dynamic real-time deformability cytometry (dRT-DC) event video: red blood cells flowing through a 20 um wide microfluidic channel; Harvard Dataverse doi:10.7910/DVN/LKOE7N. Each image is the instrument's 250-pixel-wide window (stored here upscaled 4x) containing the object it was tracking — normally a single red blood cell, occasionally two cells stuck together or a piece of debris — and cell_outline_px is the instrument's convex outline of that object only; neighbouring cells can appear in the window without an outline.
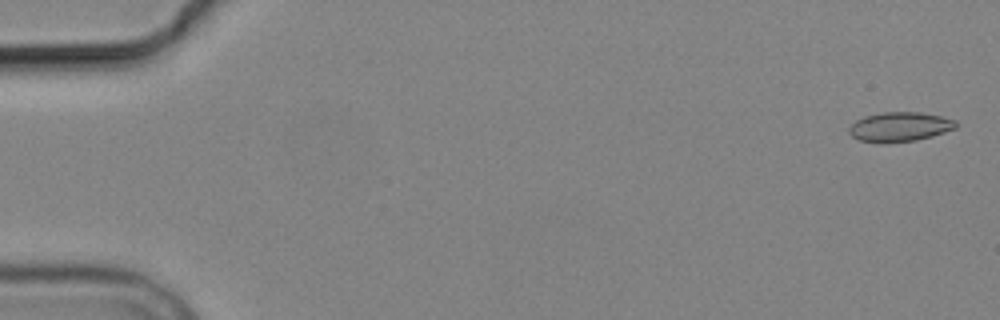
{"species": "common noctule bat (a hibernating species)", "species_latin": "Nyctalus noctula", "temperature_condition": "cold", "stored_images_in_passage": 6, "segment_of_instrument_passage": [2, 2], "camera_frame_rate_fps": 3000, "um_per_image_px": 0.085, "animal": {"sex": "male", "body_mass_g": 19.2, "forearm_length_mm": 51.8}, "frame": {"image": 1, "passage_image": 6, "time_ms": 6.0, "image_size_px": [1000, 320], "cell_outline_px": [[956, 128], [932, 136], [916, 140], [884, 144], [860, 140], [852, 136], [848, 132], [848, 128], [856, 120], [864, 116], [884, 112], [920, 112], [940, 116], [956, 120]], "centroid_in_image_um": [76.45, 10.79], "position_along_channel_um": 8.5, "area_um2": 18.44}}